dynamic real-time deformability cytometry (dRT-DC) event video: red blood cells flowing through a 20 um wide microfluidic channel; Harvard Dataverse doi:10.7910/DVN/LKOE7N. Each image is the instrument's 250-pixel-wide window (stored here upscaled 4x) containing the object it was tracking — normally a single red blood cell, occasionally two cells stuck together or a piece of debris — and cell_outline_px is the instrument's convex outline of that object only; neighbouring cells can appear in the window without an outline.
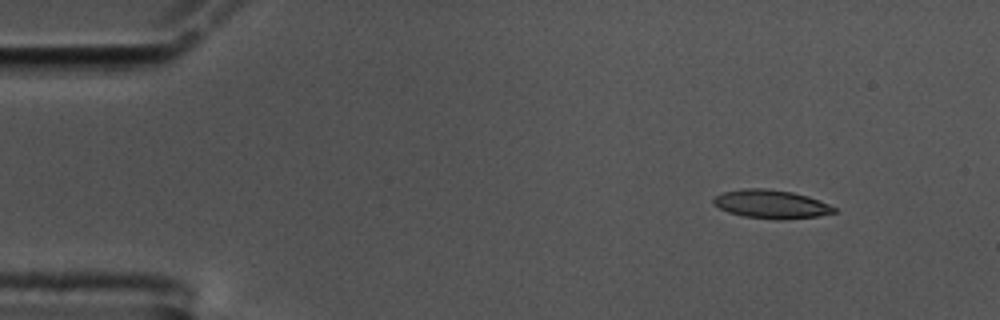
{"species": "common noctule bat (a hibernating species)", "species_latin": "Nyctalus noctula", "temperature_condition": "cold", "stored_images_in_passage": 13, "camera_frame_rate_fps": 3000, "um_per_image_px": 0.085, "animal": {"sex": "male", "body_mass_g": 17.5, "forearm_length_mm": 52.3}, "frame": {"image": 1, "passage_image": 6, "time_ms": 1.667, "image_size_px": [1000, 320], "cell_outline_px": [[836, 212], [820, 216], [784, 220], [776, 220], [744, 216], [728, 212], [712, 204], [712, 200], [720, 192], [744, 188], [764, 188], [792, 192], [808, 196], [820, 200], [836, 208]], "centroid_in_image_um": [65.54, 17.35], "position_along_channel_um": 19.5, "area_um2": 20.29}}